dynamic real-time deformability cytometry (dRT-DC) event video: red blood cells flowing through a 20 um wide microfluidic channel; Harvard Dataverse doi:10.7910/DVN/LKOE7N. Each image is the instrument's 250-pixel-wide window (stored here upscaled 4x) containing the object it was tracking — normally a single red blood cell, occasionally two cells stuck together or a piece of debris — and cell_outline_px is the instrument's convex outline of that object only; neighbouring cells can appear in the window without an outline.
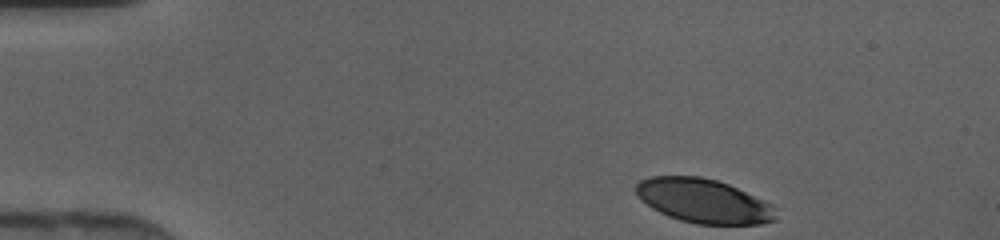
{"species": "human", "species_latin": "Homo sapiens", "temperature_condition": "cold", "stored_images_in_passage": 40, "camera_frame_rate_fps": 3000, "um_per_image_px": 0.085, "donor": {"sex": "female"}, "frame": {"image": 1, "passage_image": 1, "time_ms": 0.0, "image_size_px": [1000, 240], "cell_outline_px": [[776, 220], [760, 224], [696, 224], [680, 220], [668, 216], [652, 208], [640, 200], [636, 192], [636, 184], [640, 180], [652, 176], [700, 176], [716, 180], [728, 184], [764, 200], [772, 204], [776, 208]], "centroid_in_image_um": [59.81, 17.08], "position_along_channel_um": 25.2, "area_um2": 36.01}}
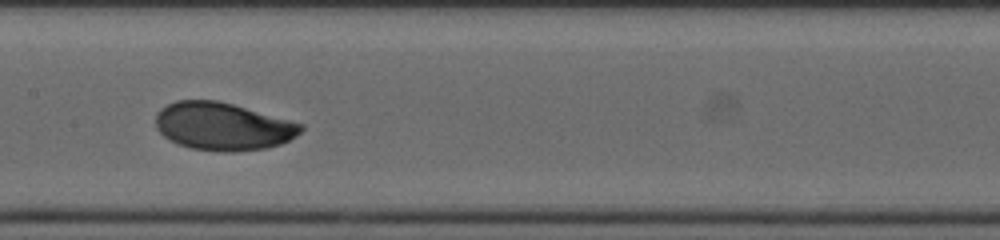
{"frame": {"image": 2, "passage_image": 18, "time_ms": 5.667, "image_size_px": [1000, 240], "cell_outline_px": [[304, 128], [296, 136], [280, 144], [268, 148], [236, 152], [220, 152], [192, 148], [180, 144], [164, 136], [156, 128], [156, 112], [160, 108], [176, 100], [216, 100], [232, 104], [304, 124]], "centroid_in_image_um": [18.94, 10.74], "position_along_channel_um": 188.5, "area_um2": 40.34}}
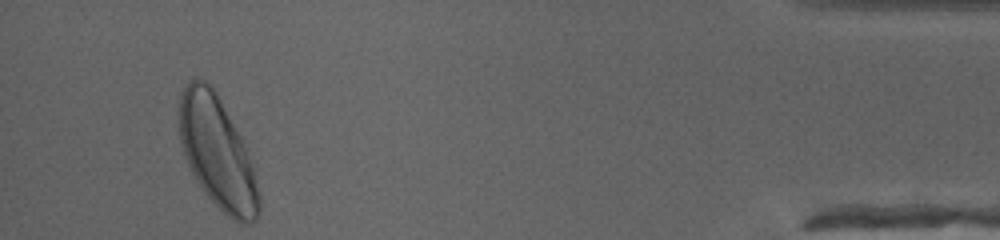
{"frame": {"image": 3, "passage_image": 38, "time_ms": 12.333, "image_size_px": [1000, 240], "cell_outline_px": [[260, 212], [256, 220], [248, 224], [240, 224], [232, 220], [204, 192], [196, 180], [184, 156], [180, 144], [180, 92], [196, 76], [204, 80], [216, 92], [240, 136], [252, 160], [260, 196]], "centroid_in_image_um": [18.49, 13.02], "position_along_channel_um": 416.7, "area_um2": 51.62}}